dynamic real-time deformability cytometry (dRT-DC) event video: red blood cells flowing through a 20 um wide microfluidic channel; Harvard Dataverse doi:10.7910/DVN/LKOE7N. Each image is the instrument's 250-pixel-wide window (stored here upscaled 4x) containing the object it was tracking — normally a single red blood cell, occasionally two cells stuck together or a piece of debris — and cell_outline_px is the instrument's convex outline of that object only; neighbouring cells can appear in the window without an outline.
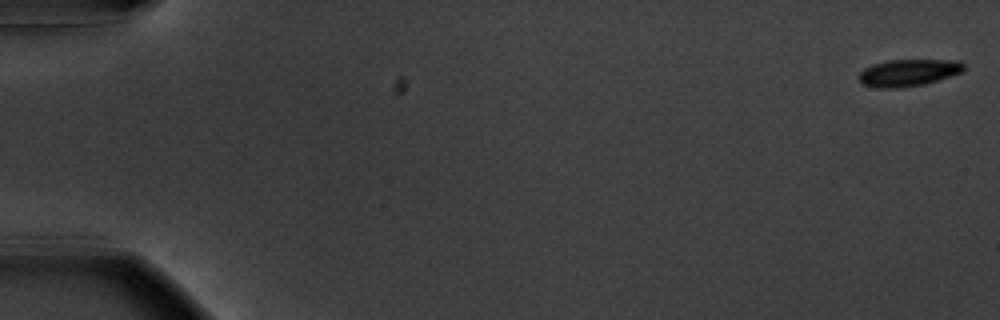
{"species": "common noctule bat (a hibernating species)", "species_latin": "Nyctalus noctula", "temperature_condition": "warm", "stored_images_in_passage": 37, "camera_frame_rate_fps": 3000, "um_per_image_px": 0.085, "animal": {"sex": "male", "body_mass_g": 20.1, "forearm_length_mm": 53.5}, "frame": {"image": 1, "passage_image": 1, "time_ms": 0.0, "image_size_px": [1000, 320], "cell_outline_px": [[964, 72], [924, 84], [896, 88], [880, 88], [864, 84], [860, 80], [860, 72], [864, 68], [872, 64], [888, 60], [960, 60], [964, 64]], "centroid_in_image_um": [77.25, 6.16], "position_along_channel_um": 7.7, "area_um2": 16.42}}
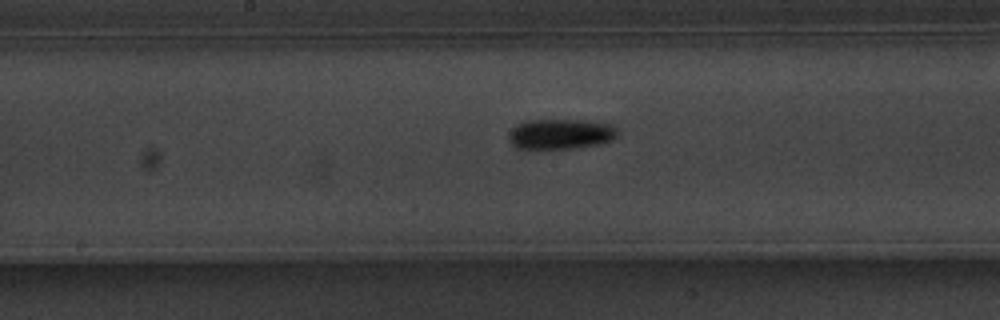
{"frame": {"image": 2, "passage_image": 30, "time_ms": 9.667, "image_size_px": [1000, 320], "cell_outline_px": [[620, 136], [612, 140], [600, 144], [576, 148], [516, 148], [508, 140], [508, 132], [516, 124], [524, 120], [592, 120], [612, 124], [620, 132]], "centroid_in_image_um": [47.7, 11.37], "position_along_channel_um": 200.5, "area_um2": 19.65}}
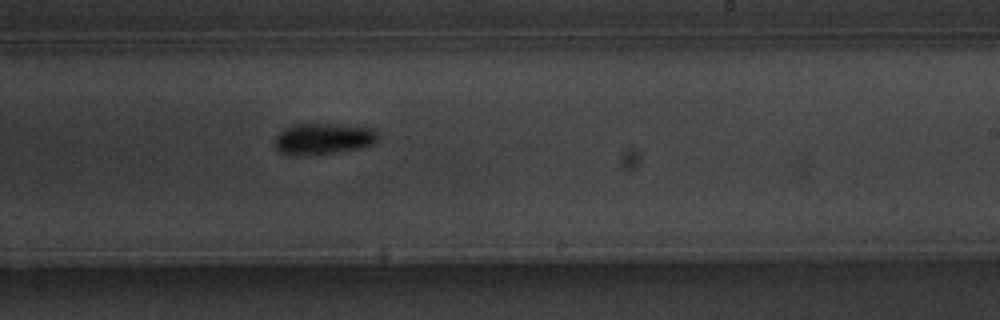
{"frame": {"image": 3, "passage_image": 35, "time_ms": 11.333, "image_size_px": [1000, 320], "cell_outline_px": [[376, 140], [372, 144], [364, 148], [300, 156], [296, 156], [280, 152], [272, 144], [272, 140], [280, 132], [296, 124], [332, 124], [372, 128], [376, 132]], "centroid_in_image_um": [27.42, 11.81], "position_along_channel_um": 261.6, "area_um2": 18.61}}